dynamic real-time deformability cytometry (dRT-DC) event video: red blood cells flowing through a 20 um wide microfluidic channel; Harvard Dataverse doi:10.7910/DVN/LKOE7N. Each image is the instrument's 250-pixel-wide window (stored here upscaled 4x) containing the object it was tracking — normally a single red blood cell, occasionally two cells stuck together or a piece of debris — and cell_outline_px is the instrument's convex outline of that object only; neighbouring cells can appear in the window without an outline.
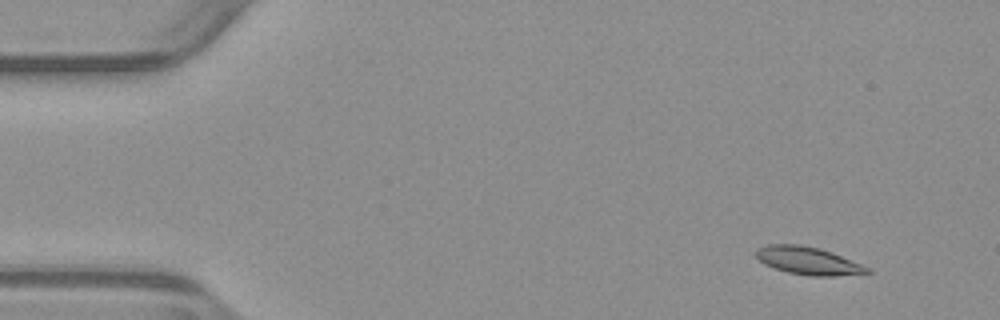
{"species": "common noctule bat (a hibernating species)", "species_latin": "Nyctalus noctula", "temperature_condition": "warm", "stored_images_in_passage": 53, "camera_frame_rate_fps": 3000, "um_per_image_px": 0.085, "animal": {"sex": "male", "body_mass_g": 23.1, "forearm_length_mm": 52.7}, "frame": {"image": 1, "passage_image": 5, "time_ms": 1.333, "image_size_px": [1000, 320], "cell_outline_px": [[872, 272], [832, 276], [808, 276], [788, 272], [764, 264], [756, 256], [756, 248], [768, 244], [800, 244], [820, 248], [832, 252], [872, 268]], "centroid_in_image_um": [68.71, 22.15], "position_along_channel_um": 16.3, "area_um2": 18.03}}
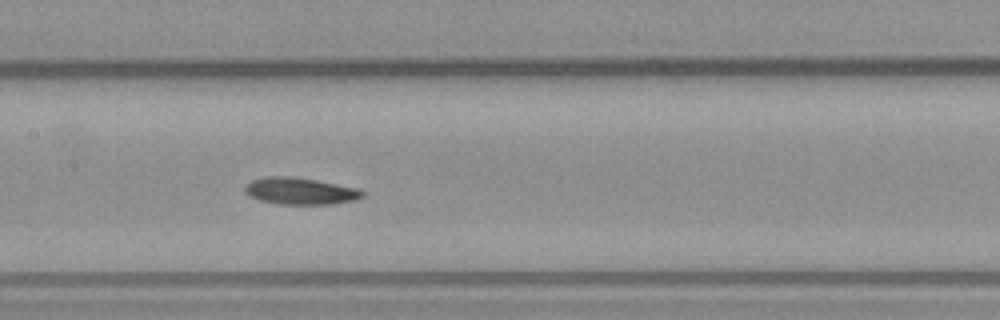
{"frame": {"image": 2, "passage_image": 26, "time_ms": 8.333, "image_size_px": [1000, 320], "cell_outline_px": [[364, 196], [356, 200], [332, 204], [280, 204], [260, 200], [244, 192], [244, 188], [252, 180], [264, 176], [292, 176], [316, 180], [360, 188], [364, 192]], "centroid_in_image_um": [25.56, 16.23], "position_along_channel_um": 181.8, "area_um2": 18.44}}
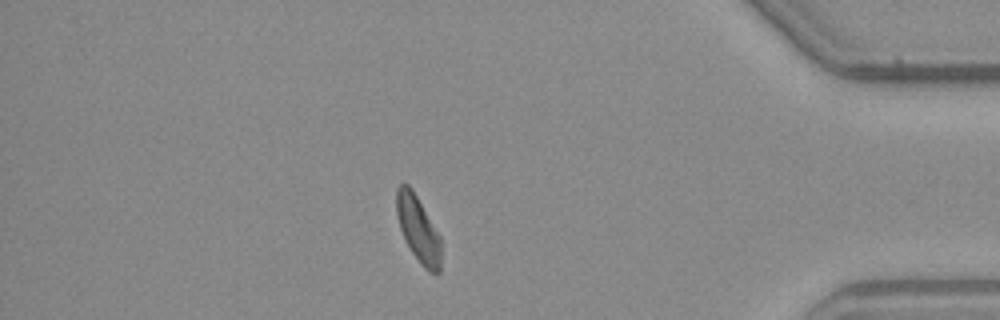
{"frame": {"image": 3, "passage_image": 46, "time_ms": 15.0, "image_size_px": [1000, 320], "cell_outline_px": [[440, 272], [436, 276], [428, 272], [420, 264], [404, 240], [396, 216], [396, 188], [400, 184], [408, 184], [412, 188], [440, 236]], "centroid_in_image_um": [35.53, 19.49], "position_along_channel_um": 399.7, "area_um2": 17.28}, "authors_computed_cell_mechanics": {"area_um2": 18.1492, "velocity_mm_per_s": 3.8861, "shape_relaxation_time_tau1_ms": 9.1958, "shape_relaxation_time_tau2_ms": null, "deformation_change_tau1": 0.1801, "deformation_change_tau2": null}}